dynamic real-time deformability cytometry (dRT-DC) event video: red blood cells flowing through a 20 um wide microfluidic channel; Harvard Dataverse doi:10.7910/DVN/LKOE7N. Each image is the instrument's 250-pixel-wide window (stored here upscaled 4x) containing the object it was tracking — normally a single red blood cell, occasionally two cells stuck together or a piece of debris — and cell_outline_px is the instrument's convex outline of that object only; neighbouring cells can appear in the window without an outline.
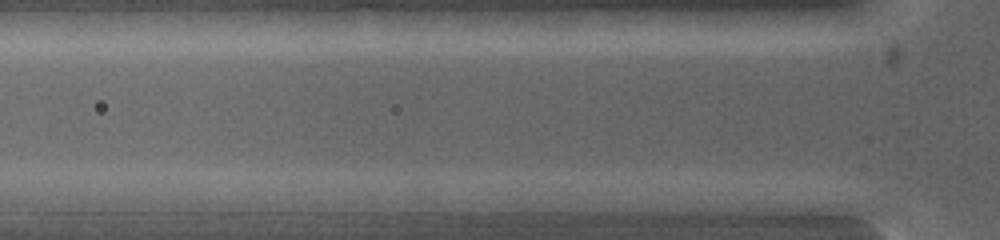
{"species": "common noctule bat (a hibernating species)", "species_latin": "Nyctalus noctula", "temperature_condition": "warm", "stored_images_in_passage": 6, "segment_of_instrument_passage": [2, 2], "camera_frame_rate_fps": 5000, "um_per_image_px": 0.085, "animal": {"sex": "female", "body_mass_g": 19.0, "forearm_length_mm": 53.3}, "frame": {"image": 1, "passage_image": 6, "time_ms": 1.4, "image_size_px": [1000, 240], "cell_outline_px": [[576, 200], [568, 212], [500, 212], [492, 200], [520, 192], [568, 192]], "centroid_in_image_um": [45.53, 17.2], "position_along_channel_um": 80.3, "area_um2": 10.4}}